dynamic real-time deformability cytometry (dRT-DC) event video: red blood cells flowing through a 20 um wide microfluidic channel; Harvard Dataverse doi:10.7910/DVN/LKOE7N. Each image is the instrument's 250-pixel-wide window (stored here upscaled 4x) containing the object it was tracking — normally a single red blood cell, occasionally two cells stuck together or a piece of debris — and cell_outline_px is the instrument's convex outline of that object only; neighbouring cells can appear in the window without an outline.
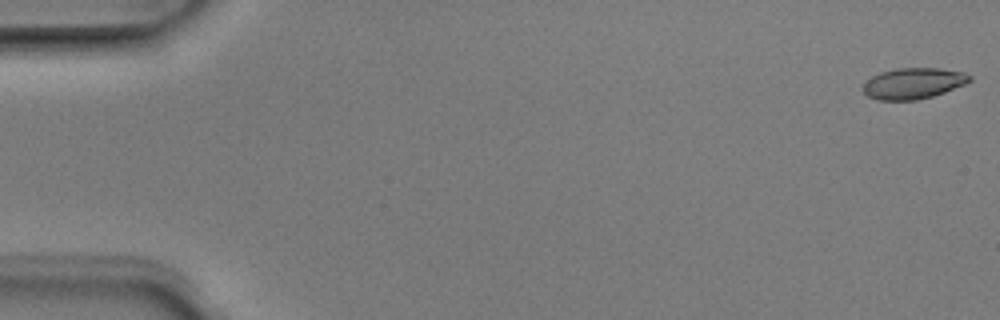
{"species": "Egyptian fruit bat (a non-hibernating species)", "species_latin": "Rousettus aegyptiacus", "temperature_condition": "room temperature", "stored_images_in_passage": 5, "camera_frame_rate_fps": 3000, "um_per_image_px": 0.085, "animal": {"sex": "male"}, "frame": {"image": 1, "passage_image": 1, "time_ms": 0.0, "image_size_px": [1000, 320], "cell_outline_px": [[972, 80], [964, 84], [944, 92], [932, 96], [916, 100], [876, 100], [868, 96], [864, 92], [864, 84], [872, 76], [880, 72], [896, 68], [940, 68], [964, 72], [972, 76]], "centroid_in_image_um": [77.64, 7.08], "position_along_channel_um": 7.4, "area_um2": 19.19}}
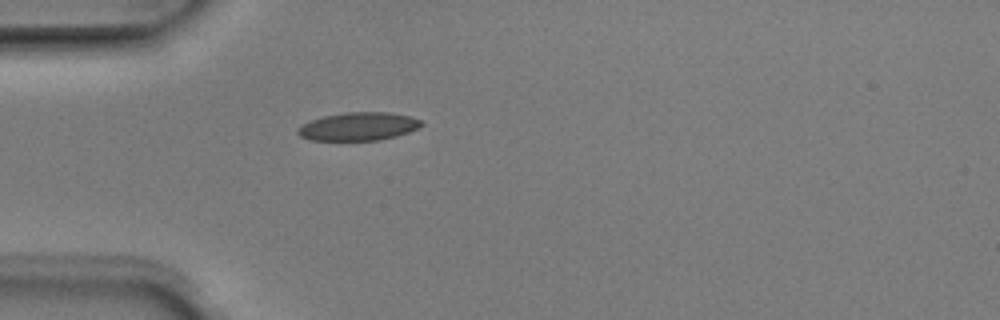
{"frame": {"image": 2, "passage_image": 5, "time_ms": 1.333, "image_size_px": [1000, 320], "cell_outline_px": [[424, 124], [408, 132], [396, 136], [380, 140], [308, 140], [300, 136], [296, 132], [296, 128], [312, 120], [324, 116], [344, 112], [388, 112], [412, 116], [424, 120]], "centroid_in_image_um": [30.49, 10.74], "position_along_channel_um": 54.5, "area_um2": 20.4}}